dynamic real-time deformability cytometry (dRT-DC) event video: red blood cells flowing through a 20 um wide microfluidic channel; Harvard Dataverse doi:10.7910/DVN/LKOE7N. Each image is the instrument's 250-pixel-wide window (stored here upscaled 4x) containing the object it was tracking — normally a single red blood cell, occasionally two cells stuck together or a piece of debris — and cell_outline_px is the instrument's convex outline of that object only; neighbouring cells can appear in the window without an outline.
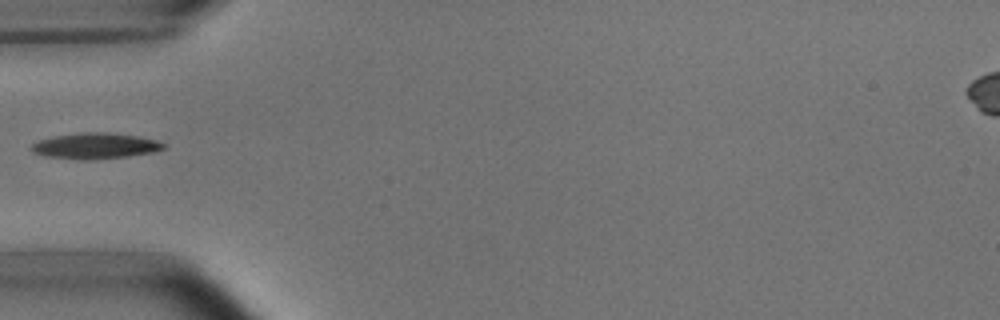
{"species": "common noctule bat (a hibernating species)", "species_latin": "Nyctalus noctula", "temperature_condition": "room temperature", "stored_images_in_passage": 1, "camera_frame_rate_fps": 3000, "um_per_image_px": 0.085, "animal": {"sex": "male", "body_mass_g": 15.6}, "frame": {"image": 1, "passage_image": 1, "time_ms": 0.0, "image_size_px": [1000, 320], "cell_outline_px": [[164, 148], [152, 152], [128, 156], [88, 160], [76, 160], [44, 156], [32, 152], [28, 148], [36, 140], [52, 136], [84, 132], [108, 132], [140, 136], [156, 140], [164, 144]], "centroid_in_image_um": [8.01, 12.4], "position_along_channel_um": 77.0, "area_um2": 20.17}}